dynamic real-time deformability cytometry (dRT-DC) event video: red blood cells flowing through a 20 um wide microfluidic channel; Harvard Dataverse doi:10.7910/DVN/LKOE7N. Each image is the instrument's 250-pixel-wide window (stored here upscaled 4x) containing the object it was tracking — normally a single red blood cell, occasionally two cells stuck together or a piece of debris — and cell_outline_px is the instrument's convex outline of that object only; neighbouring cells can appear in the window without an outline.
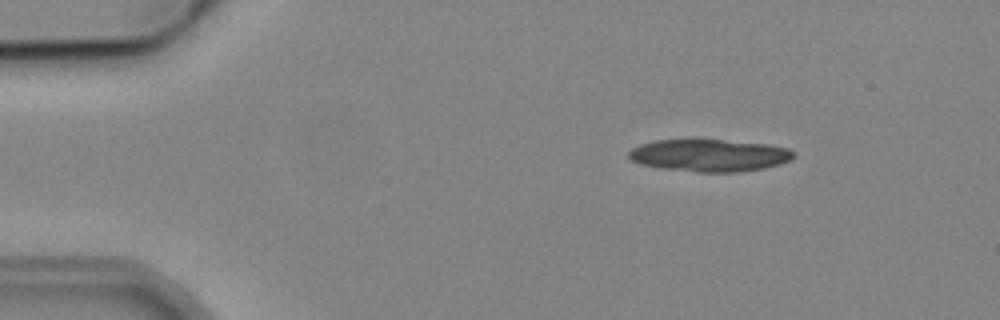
{"species": "common noctule bat (a hibernating species)", "species_latin": "Nyctalus noctula", "temperature_condition": "cold", "stored_images_in_passage": 5, "camera_frame_rate_fps": 3000, "um_per_image_px": 0.085, "animal": {"sex": "male", "body_mass_g": 19.2, "forearm_length_mm": 51.8}, "frame": {"image": 1, "passage_image": 3, "time_ms": 2.333, "image_size_px": [1000, 320], "cell_outline_px": [[796, 156], [780, 164], [764, 168], [740, 172], [700, 172], [660, 168], [640, 164], [632, 160], [628, 156], [628, 152], [632, 148], [640, 144], [656, 140], [692, 136], [768, 144], [788, 148], [796, 152]], "centroid_in_image_um": [60.27, 13.16], "position_along_channel_um": 24.7, "area_um2": 32.19}}